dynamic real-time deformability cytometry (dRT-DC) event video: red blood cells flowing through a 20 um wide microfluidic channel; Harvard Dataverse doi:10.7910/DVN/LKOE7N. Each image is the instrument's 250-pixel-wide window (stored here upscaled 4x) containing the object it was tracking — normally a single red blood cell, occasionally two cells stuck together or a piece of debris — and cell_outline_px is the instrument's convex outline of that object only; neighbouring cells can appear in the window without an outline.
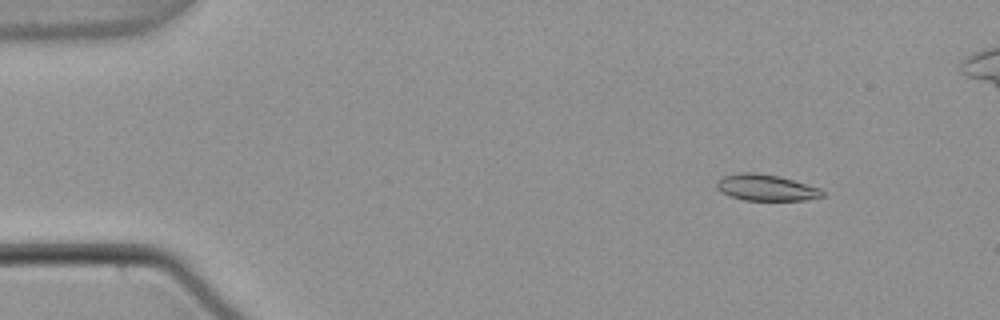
{"species": "common noctule bat (a hibernating species)", "species_latin": "Nyctalus noctula", "temperature_condition": "warm", "stored_images_in_passage": 55, "camera_frame_rate_fps": 3000, "um_per_image_px": 0.085, "animal": {"sex": "male", "body_mass_g": 21.5, "forearm_length_mm": 52.0}, "frame": {"image": 1, "passage_image": 7, "time_ms": 2.0, "image_size_px": [1000, 320], "cell_outline_px": [[824, 196], [804, 200], [744, 200], [728, 196], [720, 192], [716, 188], [716, 180], [724, 176], [744, 172], [756, 172], [780, 176], [820, 188], [824, 192]], "centroid_in_image_um": [65.08, 15.94], "position_along_channel_um": 19.9, "area_um2": 16.3}}
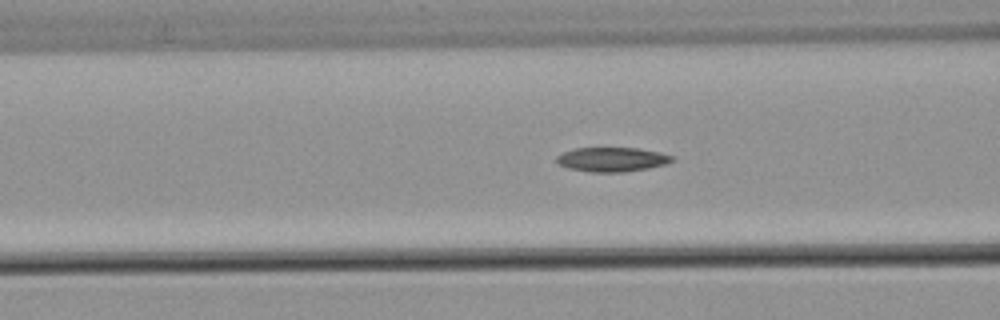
{"frame": {"image": 2, "passage_image": 22, "time_ms": 7.0, "image_size_px": [1000, 320], "cell_outline_px": [[676, 160], [664, 164], [648, 168], [624, 172], [592, 172], [568, 168], [556, 164], [556, 156], [564, 152], [576, 148], [640, 148], [660, 152], [676, 156]], "centroid_in_image_um": [52.05, 13.55], "position_along_channel_um": 114.6, "area_um2": 16.53}}
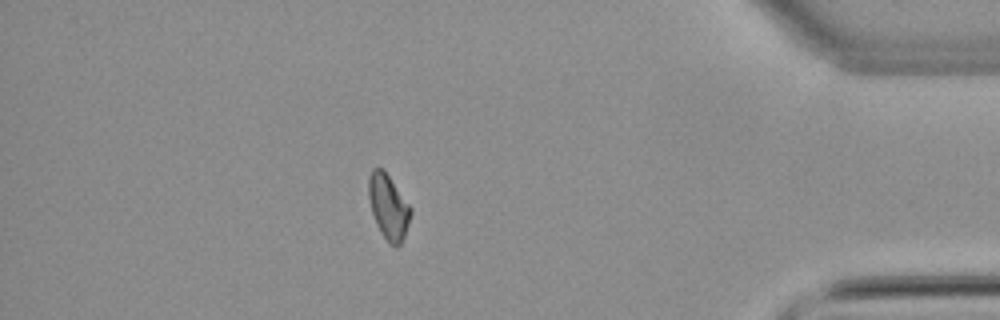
{"frame": {"image": 3, "passage_image": 48, "time_ms": 15.667, "image_size_px": [1000, 320], "cell_outline_px": [[412, 212], [404, 236], [400, 244], [396, 248], [388, 244], [376, 224], [372, 212], [368, 196], [368, 180], [372, 168], [384, 168], [412, 208]], "centroid_in_image_um": [33.01, 17.57], "position_along_channel_um": 402.2, "area_um2": 16.07}, "authors_computed_cell_mechanics": {"area_um2": 16.2996, "velocity_mm_per_s": 3.7992, "shape_relaxation_time_tau1_ms": 10.9776, "shape_relaxation_time_tau2_ms": 6.2757, "deformation_change_tau1": 0.1992, "deformation_change_tau2": 0.1116}}